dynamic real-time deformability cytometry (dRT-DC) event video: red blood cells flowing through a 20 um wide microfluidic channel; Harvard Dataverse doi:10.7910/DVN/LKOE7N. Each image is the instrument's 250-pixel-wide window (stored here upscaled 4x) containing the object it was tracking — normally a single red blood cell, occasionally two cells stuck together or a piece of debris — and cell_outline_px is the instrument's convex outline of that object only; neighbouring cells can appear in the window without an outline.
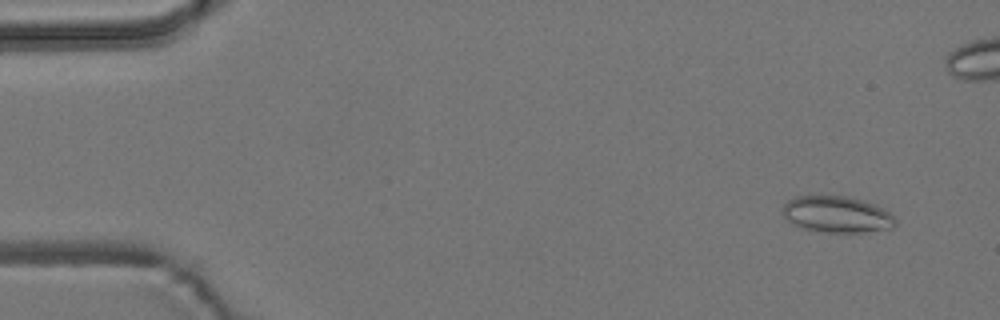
{"species": "common noctule bat (a hibernating species)", "species_latin": "Nyctalus noctula", "temperature_condition": "room temperature", "stored_images_in_passage": 5, "camera_frame_rate_fps": 3000, "um_per_image_px": 0.085, "animal": {"sex": "male", "body_mass_g": 19.2, "forearm_length_mm": 51.8}, "frame": {"image": 1, "passage_image": 1, "time_ms": 0.0, "image_size_px": [1000, 320], "cell_outline_px": [[896, 224], [892, 228], [860, 232], [828, 232], [800, 228], [792, 224], [784, 216], [784, 204], [788, 200], [796, 196], [848, 196], [884, 208], [896, 220]], "centroid_in_image_um": [71.12, 18.22], "position_along_channel_um": 13.9, "area_um2": 23.64}}